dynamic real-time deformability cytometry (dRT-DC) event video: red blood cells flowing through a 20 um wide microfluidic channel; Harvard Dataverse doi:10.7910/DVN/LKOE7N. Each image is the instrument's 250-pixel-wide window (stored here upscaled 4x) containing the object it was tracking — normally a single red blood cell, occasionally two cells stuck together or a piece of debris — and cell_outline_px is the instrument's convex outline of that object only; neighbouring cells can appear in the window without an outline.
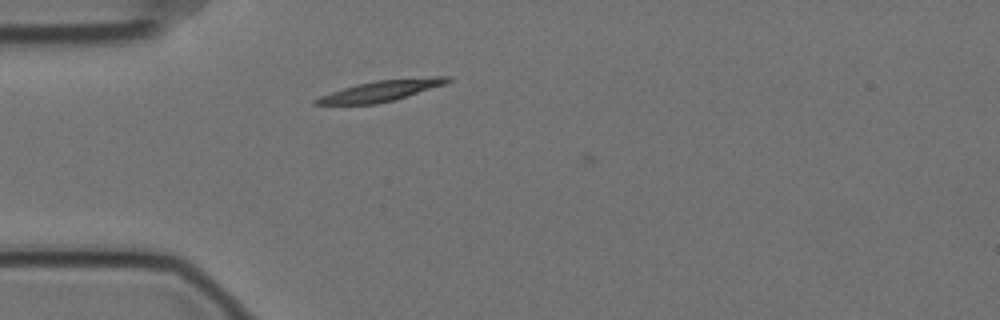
{"species": "Egyptian fruit bat (a non-hibernating species)", "species_latin": "Rousettus aegyptiacus", "temperature_condition": "cold", "stored_images_in_passage": 3, "camera_frame_rate_fps": 3000, "um_per_image_px": 0.085, "animal": {"sex": "female"}, "frame": {"image": 1, "passage_image": 2, "time_ms": 0.333, "image_size_px": [1000, 320], "cell_outline_px": [[452, 80], [444, 84], [396, 100], [376, 104], [312, 104], [312, 100], [320, 96], [356, 84], [376, 80], [432, 76], [452, 76]], "centroid_in_image_um": [32.43, 7.71], "position_along_channel_um": 52.6, "area_um2": 16.01}}